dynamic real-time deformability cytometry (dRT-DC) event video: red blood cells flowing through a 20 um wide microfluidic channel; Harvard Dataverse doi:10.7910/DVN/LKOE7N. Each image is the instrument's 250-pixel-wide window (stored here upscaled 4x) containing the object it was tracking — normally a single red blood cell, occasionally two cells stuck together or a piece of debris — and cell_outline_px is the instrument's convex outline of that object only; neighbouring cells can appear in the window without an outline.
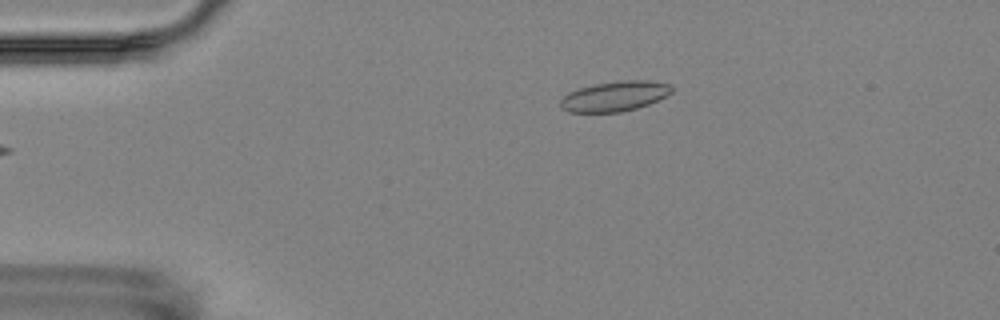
{"species": "Egyptian fruit bat (a non-hibernating species)", "species_latin": "Rousettus aegyptiacus", "temperature_condition": "room temperature", "stored_images_in_passage": 7, "camera_frame_rate_fps": 3000, "um_per_image_px": 0.085, "animal": {"sex": "female"}, "frame": {"image": 1, "passage_image": 1, "time_ms": 0.0, "image_size_px": [1000, 320], "cell_outline_px": [[672, 92], [648, 104], [636, 108], [620, 112], [568, 112], [560, 108], [560, 100], [568, 92], [580, 88], [596, 84], [620, 80], [648, 80], [672, 84]], "centroid_in_image_um": [52.23, 8.17], "position_along_channel_um": 32.8, "area_um2": 19.42}}
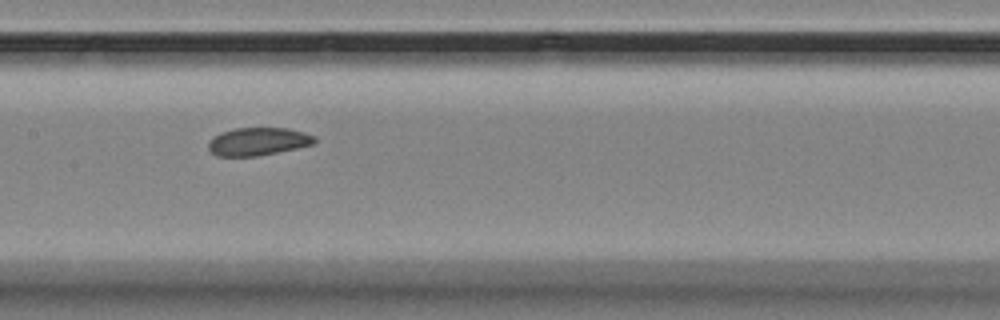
{"frame": {"image": 2, "passage_image": 6, "time_ms": 5.667, "image_size_px": [1000, 320], "cell_outline_px": [[316, 144], [256, 156], [216, 156], [208, 148], [208, 140], [212, 136], [220, 132], [232, 128], [288, 128], [304, 132], [316, 136]], "centroid_in_image_um": [21.92, 12.01], "position_along_channel_um": 185.5, "area_um2": 17.46}}
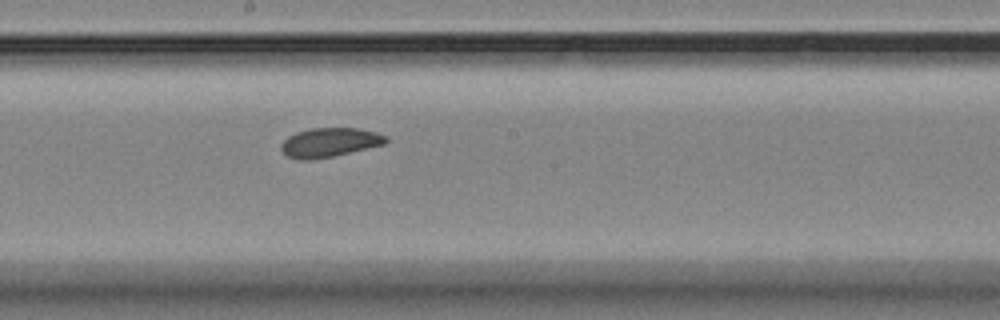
{"frame": {"image": 3, "passage_image": 7, "time_ms": 6.667, "image_size_px": [1000, 320], "cell_outline_px": [[388, 140], [384, 144], [332, 156], [308, 160], [300, 160], [288, 156], [280, 148], [280, 144], [288, 136], [296, 132], [312, 128], [356, 128], [376, 132], [388, 136]], "centroid_in_image_um": [28.0, 12.09], "position_along_channel_um": 220.2, "area_um2": 17.63}}